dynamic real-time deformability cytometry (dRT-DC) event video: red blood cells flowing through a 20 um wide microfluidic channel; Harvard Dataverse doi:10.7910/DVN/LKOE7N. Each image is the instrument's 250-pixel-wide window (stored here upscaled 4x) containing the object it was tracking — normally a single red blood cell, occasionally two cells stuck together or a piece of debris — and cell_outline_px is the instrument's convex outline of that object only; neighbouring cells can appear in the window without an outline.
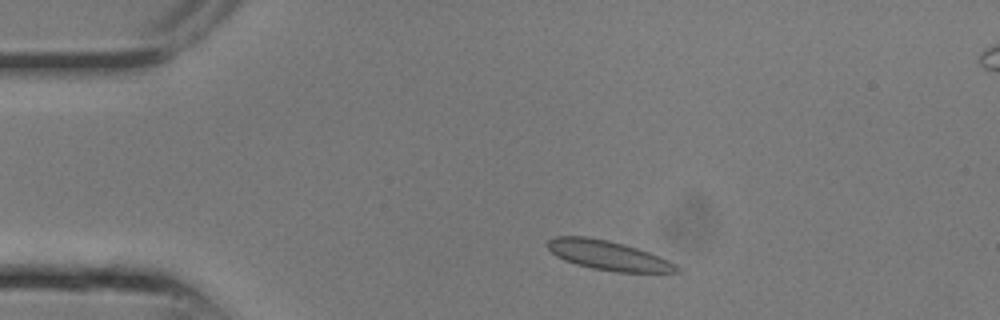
{"species": "common noctule bat (a hibernating species)", "species_latin": "Nyctalus noctula", "temperature_condition": "room temperature", "stored_images_in_passage": 14, "camera_frame_rate_fps": 3000, "um_per_image_px": 0.085, "animal": {"sex": "male", "body_mass_g": 13.3}, "frame": {"image": 1, "passage_image": 3, "time_ms": 0.667, "image_size_px": [1000, 320], "cell_outline_px": [[684, 272], [616, 272], [592, 268], [576, 264], [564, 260], [556, 256], [548, 248], [548, 240], [556, 236], [588, 236], [608, 240], [624, 244], [648, 252], [668, 260], [676, 264]], "centroid_in_image_um": [51.7, 21.71], "position_along_channel_um": 33.3, "area_um2": 22.08}}
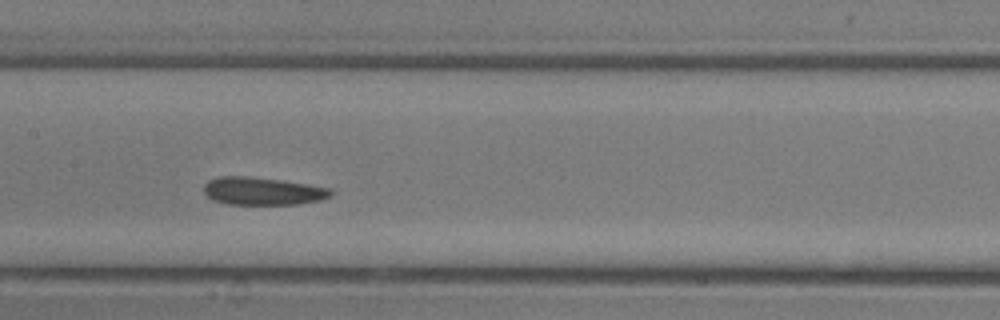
{"frame": {"image": 2, "passage_image": 10, "time_ms": 3.0, "image_size_px": [1000, 320], "cell_outline_px": [[332, 196], [320, 200], [296, 204], [228, 204], [212, 200], [204, 192], [204, 184], [208, 180], [220, 176], [244, 176], [280, 180], [328, 188], [332, 192]], "centroid_in_image_um": [22.27, 16.25], "position_along_channel_um": 185.1, "area_um2": 20.29}}
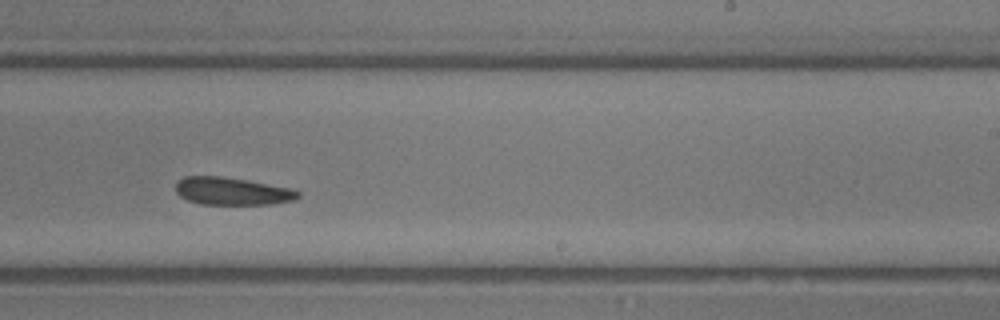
{"frame": {"image": 3, "passage_image": 13, "time_ms": 4.0, "image_size_px": [1000, 320], "cell_outline_px": [[300, 196], [292, 200], [272, 204], [200, 204], [188, 200], [180, 196], [176, 192], [176, 184], [184, 176], [220, 176], [244, 180], [288, 188], [300, 192]], "centroid_in_image_um": [19.68, 16.26], "position_along_channel_um": 269.3, "area_um2": 19.31}}